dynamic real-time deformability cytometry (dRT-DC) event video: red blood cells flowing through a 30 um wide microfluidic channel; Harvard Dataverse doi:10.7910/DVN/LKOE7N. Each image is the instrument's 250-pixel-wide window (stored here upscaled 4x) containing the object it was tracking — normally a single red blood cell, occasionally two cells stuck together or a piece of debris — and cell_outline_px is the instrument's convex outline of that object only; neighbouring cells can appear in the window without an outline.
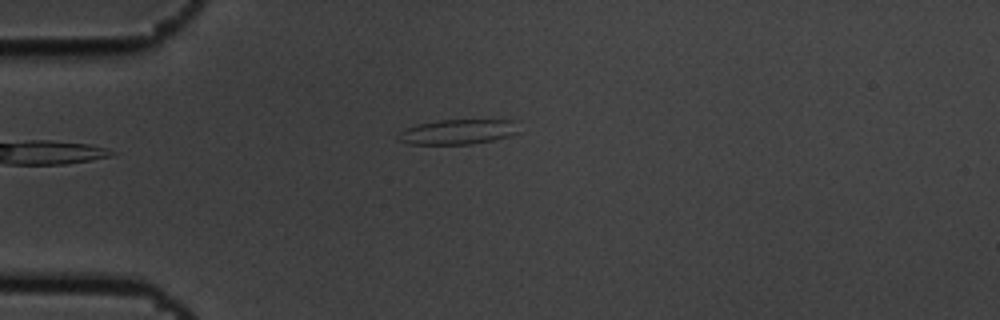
{"species": "common noctule bat (a hibernating species)", "species_latin": "Nyctalus noctula", "temperature_condition": "cold", "stored_images_in_passage": 3, "camera_frame_rate_fps": 3000, "um_per_image_px": 0.085, "animal": {"sex": "male", "body_mass_g": 19.5, "forearm_length_mm": 54.6}, "frame": {"image": 1, "passage_image": 1, "time_ms": 0.0, "image_size_px": [1000, 320], "cell_outline_px": [[520, 132], [508, 136], [492, 140], [472, 144], [408, 144], [396, 140], [396, 136], [400, 132], [408, 128], [420, 124], [440, 120], [516, 120]], "centroid_in_image_um": [38.93, 11.21], "position_along_channel_um": 46.1, "area_um2": 17.51}}
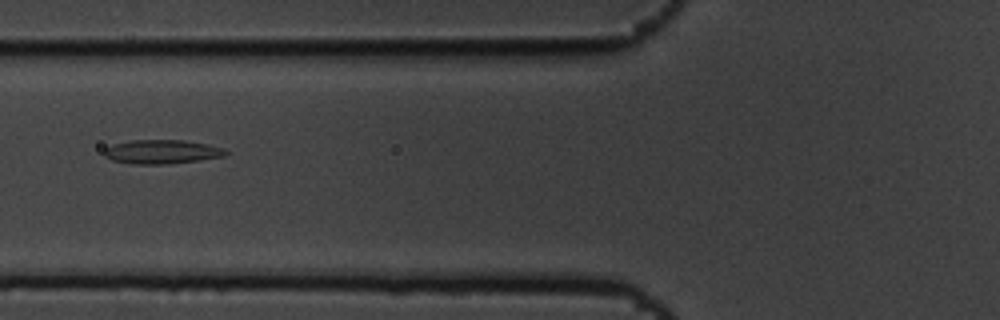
{"frame": {"image": 2, "passage_image": 3, "time_ms": 0.667, "image_size_px": [1000, 320], "cell_outline_px": [[228, 152], [224, 156], [200, 160], [168, 164], [132, 164], [112, 160], [104, 156], [104, 148], [112, 144], [132, 140], [184, 140], [208, 144], [224, 148]], "centroid_in_image_um": [13.74, 12.9], "position_along_channel_um": 112.1, "area_um2": 17.11}}